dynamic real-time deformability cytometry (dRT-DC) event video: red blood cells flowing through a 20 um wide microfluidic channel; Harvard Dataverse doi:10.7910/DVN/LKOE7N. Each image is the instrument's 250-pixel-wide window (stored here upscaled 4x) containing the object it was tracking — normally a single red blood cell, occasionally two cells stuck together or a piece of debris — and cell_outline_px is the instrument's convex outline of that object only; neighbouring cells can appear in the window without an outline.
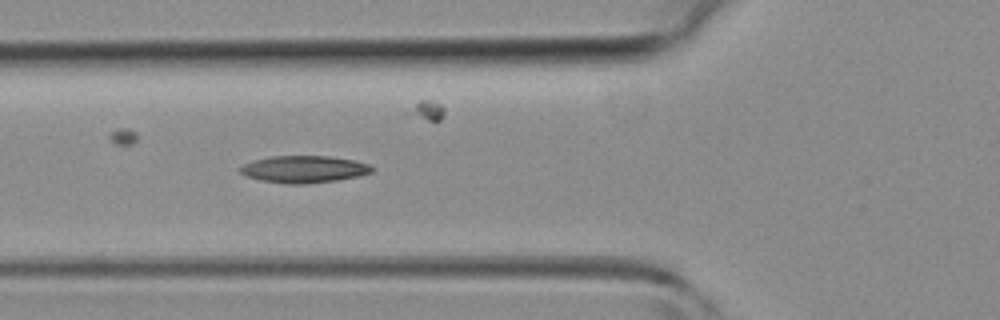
{"species": "common noctule bat (a hibernating species)", "species_latin": "Nyctalus noctula", "temperature_condition": "room temperature", "stored_images_in_passage": 10, "camera_frame_rate_fps": 3000, "um_per_image_px": 0.085, "animal": {"sex": "female", "body_mass_g": 19.3, "forearm_length_mm": 54.1}, "frame": {"image": 1, "passage_image": 2, "time_ms": 0.333, "image_size_px": [1000, 320], "cell_outline_px": [[372, 172], [360, 176], [336, 180], [304, 184], [288, 184], [260, 180], [248, 176], [240, 172], [240, 168], [244, 164], [252, 160], [272, 156], [328, 156], [352, 160], [368, 164], [372, 168]], "centroid_in_image_um": [25.82, 14.38], "position_along_channel_um": 100.0, "area_um2": 20.58}}
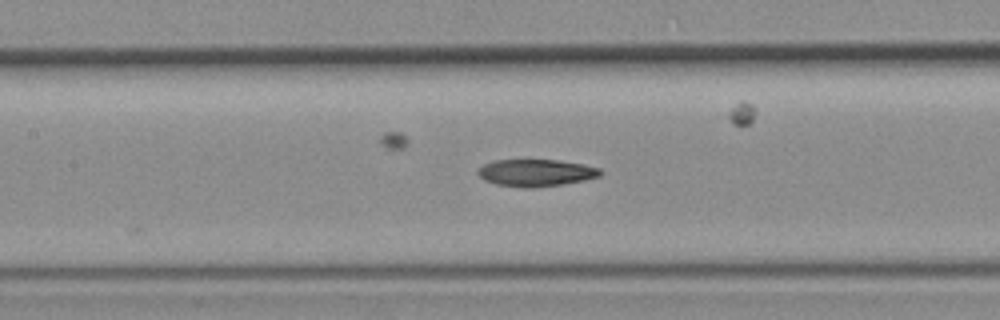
{"frame": {"image": 2, "passage_image": 6, "time_ms": 1.667, "image_size_px": [1000, 320], "cell_outline_px": [[604, 172], [600, 176], [584, 180], [564, 184], [532, 188], [524, 188], [496, 184], [484, 180], [476, 172], [484, 164], [496, 160], [556, 160], [580, 164], [600, 168]], "centroid_in_image_um": [45.56, 14.69], "position_along_channel_um": 161.8, "area_um2": 19.25}}
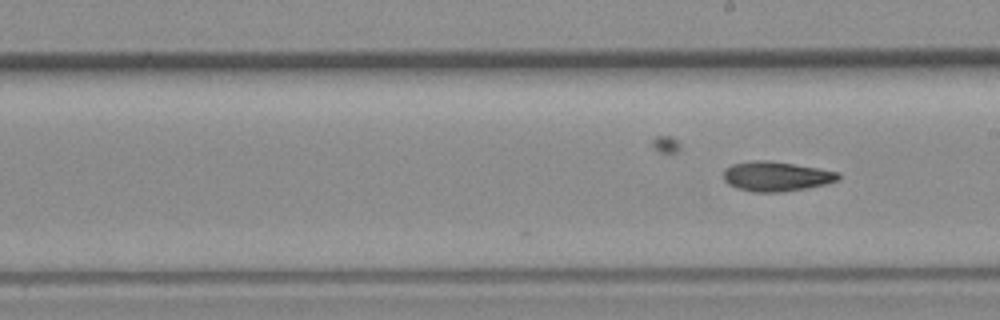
{"frame": {"image": 3, "passage_image": 10, "time_ms": 3.0, "image_size_px": [1000, 320], "cell_outline_px": [[840, 180], [828, 184], [808, 188], [780, 192], [752, 192], [736, 188], [728, 184], [724, 180], [724, 168], [732, 164], [752, 160], [768, 160], [840, 172]], "centroid_in_image_um": [65.98, 15.0], "position_along_channel_um": 223.0, "area_um2": 20.06}}